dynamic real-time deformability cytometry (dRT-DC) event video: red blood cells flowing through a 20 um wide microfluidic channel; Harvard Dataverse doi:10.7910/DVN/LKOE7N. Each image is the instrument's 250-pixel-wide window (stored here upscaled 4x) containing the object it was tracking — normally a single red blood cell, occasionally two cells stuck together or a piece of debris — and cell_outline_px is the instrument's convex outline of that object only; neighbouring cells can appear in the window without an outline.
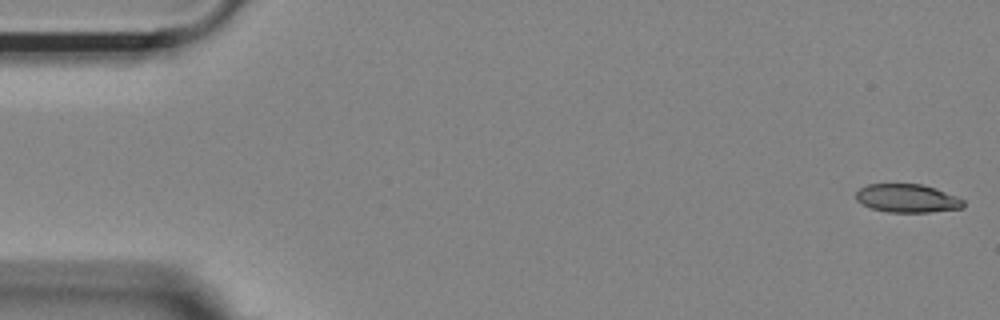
{"species": "Egyptian fruit bat (a non-hibernating species)", "species_latin": "Rousettus aegyptiacus", "temperature_condition": "room temperature", "stored_images_in_passage": 53, "camera_frame_rate_fps": 3000, "um_per_image_px": 0.085, "animal": {"sex": "female"}, "frame": {"image": 1, "passage_image": 1, "time_ms": 0.0, "image_size_px": [1000, 320], "cell_outline_px": [[964, 208], [928, 212], [888, 212], [872, 208], [856, 200], [856, 192], [860, 188], [868, 184], [924, 184], [936, 188], [956, 196], [964, 200]], "centroid_in_image_um": [77.14, 16.85], "position_along_channel_um": 7.9, "area_um2": 17.74}}
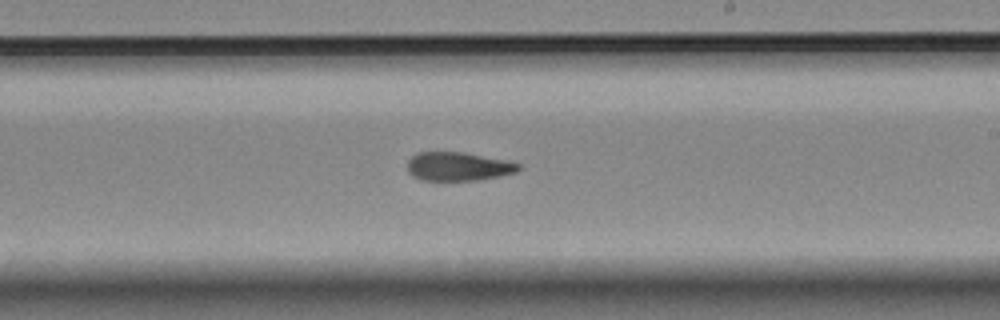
{"frame": {"image": 2, "passage_image": 31, "time_ms": 10.0, "image_size_px": [1000, 320], "cell_outline_px": [[520, 168], [516, 172], [500, 176], [476, 180], [424, 180], [412, 176], [408, 172], [408, 160], [416, 152], [464, 152], [508, 160], [520, 164]], "centroid_in_image_um": [38.95, 14.14], "position_along_channel_um": 250.1, "area_um2": 18.61}}
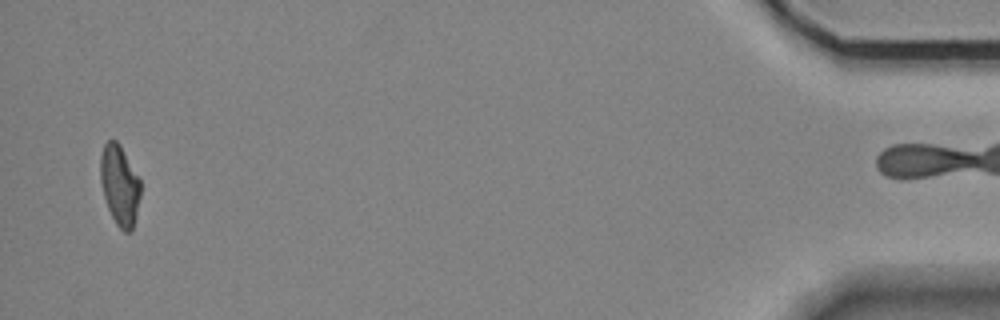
{"frame": {"image": 3, "passage_image": 52, "time_ms": 17.0, "image_size_px": [1000, 320], "cell_outline_px": [[140, 196], [132, 232], [124, 232], [116, 224], [108, 208], [104, 196], [100, 180], [100, 156], [104, 144], [108, 140], [116, 140], [120, 144], [140, 180]], "centroid_in_image_um": [10.16, 15.73], "position_along_channel_um": 425.0, "area_um2": 18.67}, "authors_computed_cell_mechanics": {"area_um2": 19.3052, "velocity_mm_per_s": 3.7117, "shape_relaxation_time_tau1_ms": 6.9057, "shape_relaxation_time_tau2_ms": 3.062, "deformation_change_tau1": 0.2012, "deformation_change_tau2": 0.1087}}